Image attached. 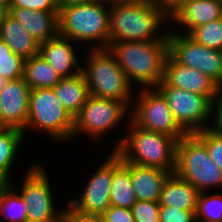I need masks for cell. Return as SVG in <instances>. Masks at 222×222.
Listing matches in <instances>:
<instances>
[{
    "label": "cell",
    "mask_w": 222,
    "mask_h": 222,
    "mask_svg": "<svg viewBox=\"0 0 222 222\" xmlns=\"http://www.w3.org/2000/svg\"><path fill=\"white\" fill-rule=\"evenodd\" d=\"M175 174L200 192L222 187V170L195 134H187L177 142Z\"/></svg>",
    "instance_id": "8992f818"
},
{
    "label": "cell",
    "mask_w": 222,
    "mask_h": 222,
    "mask_svg": "<svg viewBox=\"0 0 222 222\" xmlns=\"http://www.w3.org/2000/svg\"><path fill=\"white\" fill-rule=\"evenodd\" d=\"M187 35L209 49L222 50V17L193 28Z\"/></svg>",
    "instance_id": "4316f807"
},
{
    "label": "cell",
    "mask_w": 222,
    "mask_h": 222,
    "mask_svg": "<svg viewBox=\"0 0 222 222\" xmlns=\"http://www.w3.org/2000/svg\"><path fill=\"white\" fill-rule=\"evenodd\" d=\"M25 83L31 90L55 87L62 77L40 54L34 55L24 62Z\"/></svg>",
    "instance_id": "cb8c5ba5"
},
{
    "label": "cell",
    "mask_w": 222,
    "mask_h": 222,
    "mask_svg": "<svg viewBox=\"0 0 222 222\" xmlns=\"http://www.w3.org/2000/svg\"><path fill=\"white\" fill-rule=\"evenodd\" d=\"M113 178V152L89 177L81 196L68 202L77 210L84 213L102 215L110 206V189Z\"/></svg>",
    "instance_id": "4fadbf2b"
},
{
    "label": "cell",
    "mask_w": 222,
    "mask_h": 222,
    "mask_svg": "<svg viewBox=\"0 0 222 222\" xmlns=\"http://www.w3.org/2000/svg\"><path fill=\"white\" fill-rule=\"evenodd\" d=\"M12 185L14 184L11 182L0 183V216L4 217L6 222H28L27 205Z\"/></svg>",
    "instance_id": "484cf974"
},
{
    "label": "cell",
    "mask_w": 222,
    "mask_h": 222,
    "mask_svg": "<svg viewBox=\"0 0 222 222\" xmlns=\"http://www.w3.org/2000/svg\"><path fill=\"white\" fill-rule=\"evenodd\" d=\"M58 22L59 34L73 43L98 41L90 49L109 46L110 4L106 0H92L60 8Z\"/></svg>",
    "instance_id": "277c9868"
},
{
    "label": "cell",
    "mask_w": 222,
    "mask_h": 222,
    "mask_svg": "<svg viewBox=\"0 0 222 222\" xmlns=\"http://www.w3.org/2000/svg\"><path fill=\"white\" fill-rule=\"evenodd\" d=\"M180 32L169 30V54L183 66L206 74L222 88V50L209 49Z\"/></svg>",
    "instance_id": "7c38bea8"
},
{
    "label": "cell",
    "mask_w": 222,
    "mask_h": 222,
    "mask_svg": "<svg viewBox=\"0 0 222 222\" xmlns=\"http://www.w3.org/2000/svg\"><path fill=\"white\" fill-rule=\"evenodd\" d=\"M200 191L192 184L171 174L162 187L160 206H171L182 210H196Z\"/></svg>",
    "instance_id": "ffe728a7"
},
{
    "label": "cell",
    "mask_w": 222,
    "mask_h": 222,
    "mask_svg": "<svg viewBox=\"0 0 222 222\" xmlns=\"http://www.w3.org/2000/svg\"><path fill=\"white\" fill-rule=\"evenodd\" d=\"M123 138L113 146L126 162L144 167H155L175 173L177 140L168 135L147 131L132 121Z\"/></svg>",
    "instance_id": "3957f363"
},
{
    "label": "cell",
    "mask_w": 222,
    "mask_h": 222,
    "mask_svg": "<svg viewBox=\"0 0 222 222\" xmlns=\"http://www.w3.org/2000/svg\"><path fill=\"white\" fill-rule=\"evenodd\" d=\"M10 8H24L44 12H59L56 0H11Z\"/></svg>",
    "instance_id": "d6a6232c"
},
{
    "label": "cell",
    "mask_w": 222,
    "mask_h": 222,
    "mask_svg": "<svg viewBox=\"0 0 222 222\" xmlns=\"http://www.w3.org/2000/svg\"><path fill=\"white\" fill-rule=\"evenodd\" d=\"M165 97L178 124L188 133L194 134L210 126L212 101L177 87L169 86L162 80L156 87Z\"/></svg>",
    "instance_id": "30bf717a"
},
{
    "label": "cell",
    "mask_w": 222,
    "mask_h": 222,
    "mask_svg": "<svg viewBox=\"0 0 222 222\" xmlns=\"http://www.w3.org/2000/svg\"><path fill=\"white\" fill-rule=\"evenodd\" d=\"M88 53L81 73L87 82L89 94L119 100L132 108V85L111 51L108 48L89 49Z\"/></svg>",
    "instance_id": "5b68a950"
},
{
    "label": "cell",
    "mask_w": 222,
    "mask_h": 222,
    "mask_svg": "<svg viewBox=\"0 0 222 222\" xmlns=\"http://www.w3.org/2000/svg\"><path fill=\"white\" fill-rule=\"evenodd\" d=\"M195 215L197 222H222V194L200 192Z\"/></svg>",
    "instance_id": "83f0119b"
},
{
    "label": "cell",
    "mask_w": 222,
    "mask_h": 222,
    "mask_svg": "<svg viewBox=\"0 0 222 222\" xmlns=\"http://www.w3.org/2000/svg\"><path fill=\"white\" fill-rule=\"evenodd\" d=\"M44 165L36 164L25 170L20 195L27 205L28 222H62L63 209L56 210L49 175ZM59 211V212H58Z\"/></svg>",
    "instance_id": "9c48e42d"
},
{
    "label": "cell",
    "mask_w": 222,
    "mask_h": 222,
    "mask_svg": "<svg viewBox=\"0 0 222 222\" xmlns=\"http://www.w3.org/2000/svg\"><path fill=\"white\" fill-rule=\"evenodd\" d=\"M23 130L0 127V183H10L11 168L17 159V151L23 143ZM13 164V165H12Z\"/></svg>",
    "instance_id": "d4e9b609"
},
{
    "label": "cell",
    "mask_w": 222,
    "mask_h": 222,
    "mask_svg": "<svg viewBox=\"0 0 222 222\" xmlns=\"http://www.w3.org/2000/svg\"><path fill=\"white\" fill-rule=\"evenodd\" d=\"M171 172L130 163V177L137 200L159 202L162 187Z\"/></svg>",
    "instance_id": "d6986e66"
},
{
    "label": "cell",
    "mask_w": 222,
    "mask_h": 222,
    "mask_svg": "<svg viewBox=\"0 0 222 222\" xmlns=\"http://www.w3.org/2000/svg\"><path fill=\"white\" fill-rule=\"evenodd\" d=\"M163 80L172 87H177L202 96L213 101L220 90V86L206 74L198 69L183 66L170 54L164 63Z\"/></svg>",
    "instance_id": "9a60e30c"
},
{
    "label": "cell",
    "mask_w": 222,
    "mask_h": 222,
    "mask_svg": "<svg viewBox=\"0 0 222 222\" xmlns=\"http://www.w3.org/2000/svg\"><path fill=\"white\" fill-rule=\"evenodd\" d=\"M25 59L13 53L10 47L0 39V75L8 81L17 80L24 76Z\"/></svg>",
    "instance_id": "f1b7e54d"
},
{
    "label": "cell",
    "mask_w": 222,
    "mask_h": 222,
    "mask_svg": "<svg viewBox=\"0 0 222 222\" xmlns=\"http://www.w3.org/2000/svg\"><path fill=\"white\" fill-rule=\"evenodd\" d=\"M221 17L222 0H186L169 14L171 21L184 27V34Z\"/></svg>",
    "instance_id": "2e32d148"
},
{
    "label": "cell",
    "mask_w": 222,
    "mask_h": 222,
    "mask_svg": "<svg viewBox=\"0 0 222 222\" xmlns=\"http://www.w3.org/2000/svg\"><path fill=\"white\" fill-rule=\"evenodd\" d=\"M130 119L135 125L179 141L188 133L178 124L165 97L157 88H141Z\"/></svg>",
    "instance_id": "ba28073f"
},
{
    "label": "cell",
    "mask_w": 222,
    "mask_h": 222,
    "mask_svg": "<svg viewBox=\"0 0 222 222\" xmlns=\"http://www.w3.org/2000/svg\"><path fill=\"white\" fill-rule=\"evenodd\" d=\"M9 10L39 44L59 34V12L33 11L24 8H9Z\"/></svg>",
    "instance_id": "ac0fdd59"
},
{
    "label": "cell",
    "mask_w": 222,
    "mask_h": 222,
    "mask_svg": "<svg viewBox=\"0 0 222 222\" xmlns=\"http://www.w3.org/2000/svg\"><path fill=\"white\" fill-rule=\"evenodd\" d=\"M31 88L24 78L10 80L0 90V127L25 130Z\"/></svg>",
    "instance_id": "5bb4252c"
},
{
    "label": "cell",
    "mask_w": 222,
    "mask_h": 222,
    "mask_svg": "<svg viewBox=\"0 0 222 222\" xmlns=\"http://www.w3.org/2000/svg\"><path fill=\"white\" fill-rule=\"evenodd\" d=\"M196 210H182L171 206H160V222H197Z\"/></svg>",
    "instance_id": "1f68e13d"
},
{
    "label": "cell",
    "mask_w": 222,
    "mask_h": 222,
    "mask_svg": "<svg viewBox=\"0 0 222 222\" xmlns=\"http://www.w3.org/2000/svg\"><path fill=\"white\" fill-rule=\"evenodd\" d=\"M73 41L58 34L39 44V54L55 68L62 78H69L81 73ZM76 69L73 71V68Z\"/></svg>",
    "instance_id": "e0dca14e"
},
{
    "label": "cell",
    "mask_w": 222,
    "mask_h": 222,
    "mask_svg": "<svg viewBox=\"0 0 222 222\" xmlns=\"http://www.w3.org/2000/svg\"><path fill=\"white\" fill-rule=\"evenodd\" d=\"M135 222H160V203L137 200L132 208Z\"/></svg>",
    "instance_id": "4dcf8cb0"
},
{
    "label": "cell",
    "mask_w": 222,
    "mask_h": 222,
    "mask_svg": "<svg viewBox=\"0 0 222 222\" xmlns=\"http://www.w3.org/2000/svg\"><path fill=\"white\" fill-rule=\"evenodd\" d=\"M212 124L210 125V129L215 131L216 133L222 134V88L218 91L215 99L212 101Z\"/></svg>",
    "instance_id": "d590c367"
},
{
    "label": "cell",
    "mask_w": 222,
    "mask_h": 222,
    "mask_svg": "<svg viewBox=\"0 0 222 222\" xmlns=\"http://www.w3.org/2000/svg\"><path fill=\"white\" fill-rule=\"evenodd\" d=\"M7 82H8V80L6 78H4L2 75H0V90L5 87Z\"/></svg>",
    "instance_id": "b9f144b4"
},
{
    "label": "cell",
    "mask_w": 222,
    "mask_h": 222,
    "mask_svg": "<svg viewBox=\"0 0 222 222\" xmlns=\"http://www.w3.org/2000/svg\"><path fill=\"white\" fill-rule=\"evenodd\" d=\"M11 0H0V6L10 8Z\"/></svg>",
    "instance_id": "60d3db41"
},
{
    "label": "cell",
    "mask_w": 222,
    "mask_h": 222,
    "mask_svg": "<svg viewBox=\"0 0 222 222\" xmlns=\"http://www.w3.org/2000/svg\"><path fill=\"white\" fill-rule=\"evenodd\" d=\"M136 201L131 184L130 163L126 162L116 151H113L110 203L112 206L131 209Z\"/></svg>",
    "instance_id": "44dd1931"
},
{
    "label": "cell",
    "mask_w": 222,
    "mask_h": 222,
    "mask_svg": "<svg viewBox=\"0 0 222 222\" xmlns=\"http://www.w3.org/2000/svg\"><path fill=\"white\" fill-rule=\"evenodd\" d=\"M186 0H156V2L170 14L175 8H177L182 2Z\"/></svg>",
    "instance_id": "8d00e7d4"
},
{
    "label": "cell",
    "mask_w": 222,
    "mask_h": 222,
    "mask_svg": "<svg viewBox=\"0 0 222 222\" xmlns=\"http://www.w3.org/2000/svg\"><path fill=\"white\" fill-rule=\"evenodd\" d=\"M108 49L116 58L127 79L143 86L156 88L163 80L164 63L169 54V40L122 41L109 44Z\"/></svg>",
    "instance_id": "7a4b0ae2"
},
{
    "label": "cell",
    "mask_w": 222,
    "mask_h": 222,
    "mask_svg": "<svg viewBox=\"0 0 222 222\" xmlns=\"http://www.w3.org/2000/svg\"><path fill=\"white\" fill-rule=\"evenodd\" d=\"M26 129L47 132L52 140L62 143L73 139L74 118L58 100L53 88L33 89L29 97L28 121L23 130L24 136Z\"/></svg>",
    "instance_id": "52a82bcc"
},
{
    "label": "cell",
    "mask_w": 222,
    "mask_h": 222,
    "mask_svg": "<svg viewBox=\"0 0 222 222\" xmlns=\"http://www.w3.org/2000/svg\"><path fill=\"white\" fill-rule=\"evenodd\" d=\"M169 19V14L156 1L110 4L109 44L122 41H165L169 31L159 33V29Z\"/></svg>",
    "instance_id": "6da1fadb"
},
{
    "label": "cell",
    "mask_w": 222,
    "mask_h": 222,
    "mask_svg": "<svg viewBox=\"0 0 222 222\" xmlns=\"http://www.w3.org/2000/svg\"><path fill=\"white\" fill-rule=\"evenodd\" d=\"M53 91L66 111L73 118L80 113L90 95L87 82L82 73L73 77L62 78L60 82L53 87Z\"/></svg>",
    "instance_id": "603a6c76"
},
{
    "label": "cell",
    "mask_w": 222,
    "mask_h": 222,
    "mask_svg": "<svg viewBox=\"0 0 222 222\" xmlns=\"http://www.w3.org/2000/svg\"><path fill=\"white\" fill-rule=\"evenodd\" d=\"M101 216L103 222H135L130 208L111 205Z\"/></svg>",
    "instance_id": "e575fe53"
},
{
    "label": "cell",
    "mask_w": 222,
    "mask_h": 222,
    "mask_svg": "<svg viewBox=\"0 0 222 222\" xmlns=\"http://www.w3.org/2000/svg\"><path fill=\"white\" fill-rule=\"evenodd\" d=\"M194 134L205 144L210 158L222 170V134L209 127Z\"/></svg>",
    "instance_id": "f546056e"
},
{
    "label": "cell",
    "mask_w": 222,
    "mask_h": 222,
    "mask_svg": "<svg viewBox=\"0 0 222 222\" xmlns=\"http://www.w3.org/2000/svg\"><path fill=\"white\" fill-rule=\"evenodd\" d=\"M0 39L17 55L28 59L39 54V43L29 35L24 26L9 14L0 26Z\"/></svg>",
    "instance_id": "7402d4cb"
},
{
    "label": "cell",
    "mask_w": 222,
    "mask_h": 222,
    "mask_svg": "<svg viewBox=\"0 0 222 222\" xmlns=\"http://www.w3.org/2000/svg\"><path fill=\"white\" fill-rule=\"evenodd\" d=\"M9 14L10 10L7 7L0 6V26Z\"/></svg>",
    "instance_id": "ab89813d"
},
{
    "label": "cell",
    "mask_w": 222,
    "mask_h": 222,
    "mask_svg": "<svg viewBox=\"0 0 222 222\" xmlns=\"http://www.w3.org/2000/svg\"><path fill=\"white\" fill-rule=\"evenodd\" d=\"M68 207L63 209L62 222H103L99 214L84 213L75 209L69 202Z\"/></svg>",
    "instance_id": "836d02e7"
},
{
    "label": "cell",
    "mask_w": 222,
    "mask_h": 222,
    "mask_svg": "<svg viewBox=\"0 0 222 222\" xmlns=\"http://www.w3.org/2000/svg\"><path fill=\"white\" fill-rule=\"evenodd\" d=\"M109 4H118V3H150L156 0H106Z\"/></svg>",
    "instance_id": "f35d334b"
},
{
    "label": "cell",
    "mask_w": 222,
    "mask_h": 222,
    "mask_svg": "<svg viewBox=\"0 0 222 222\" xmlns=\"http://www.w3.org/2000/svg\"><path fill=\"white\" fill-rule=\"evenodd\" d=\"M130 111L122 101L89 95L80 113L74 118L73 138L79 133L94 139L101 138L131 115Z\"/></svg>",
    "instance_id": "8fae6325"
},
{
    "label": "cell",
    "mask_w": 222,
    "mask_h": 222,
    "mask_svg": "<svg viewBox=\"0 0 222 222\" xmlns=\"http://www.w3.org/2000/svg\"><path fill=\"white\" fill-rule=\"evenodd\" d=\"M92 0H56L58 8H63L68 5L86 3Z\"/></svg>",
    "instance_id": "74e56055"
}]
</instances>
